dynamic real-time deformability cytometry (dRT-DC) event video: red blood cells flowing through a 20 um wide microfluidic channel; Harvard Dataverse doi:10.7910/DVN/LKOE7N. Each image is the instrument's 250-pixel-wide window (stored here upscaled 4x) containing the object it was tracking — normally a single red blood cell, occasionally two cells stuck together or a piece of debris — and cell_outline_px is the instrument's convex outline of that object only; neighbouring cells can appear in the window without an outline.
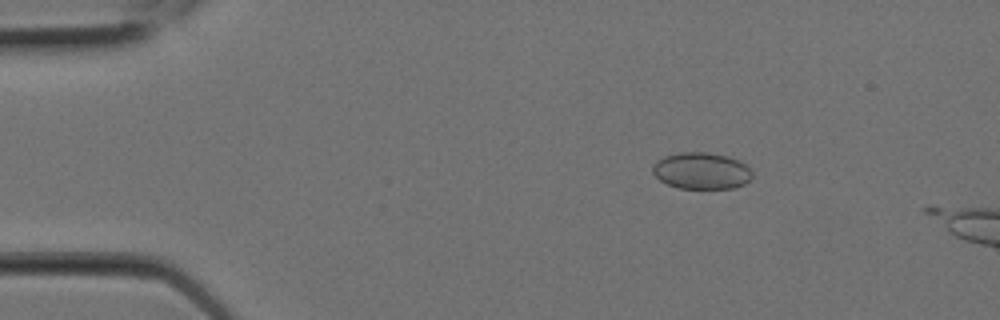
{"species": "Egyptian fruit bat (a non-hibernating species)", "species_latin": "Rousettus aegyptiacus", "temperature_condition": "room temperature", "stored_images_in_passage": 4, "camera_frame_rate_fps": 3000, "um_per_image_px": 0.085, "animal": {"sex": "female"}, "frame": {"image": 1, "passage_image": 2, "time_ms": 0.333, "image_size_px": [1000, 320], "cell_outline_px": [[752, 176], [744, 184], [732, 188], [680, 188], [668, 184], [660, 180], [652, 172], [652, 168], [656, 160], [664, 156], [680, 152], [708, 152], [728, 156], [744, 164], [752, 172]], "centroid_in_image_um": [59.59, 14.51], "position_along_channel_um": 25.4, "area_um2": 21.1}}